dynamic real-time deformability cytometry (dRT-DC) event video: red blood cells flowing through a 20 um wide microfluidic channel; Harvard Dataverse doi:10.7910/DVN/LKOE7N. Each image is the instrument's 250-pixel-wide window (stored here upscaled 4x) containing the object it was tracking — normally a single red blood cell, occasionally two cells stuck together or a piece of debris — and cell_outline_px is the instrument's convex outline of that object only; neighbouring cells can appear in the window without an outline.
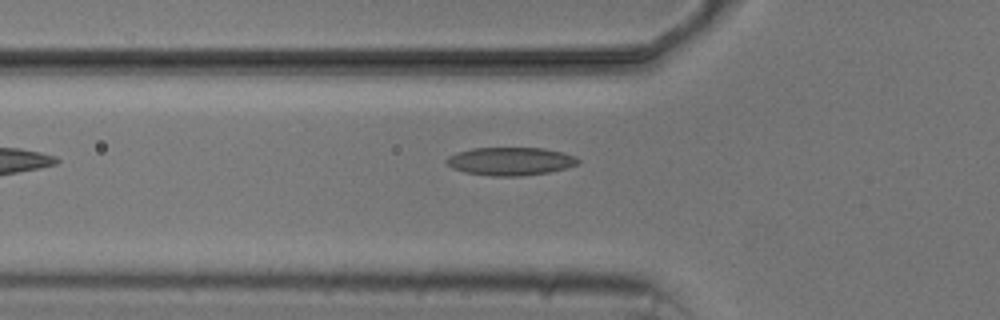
{"species": "common noctule bat (a hibernating species)", "species_latin": "Nyctalus noctula", "temperature_condition": "cold", "stored_images_in_passage": 5, "camera_frame_rate_fps": 3000, "um_per_image_px": 0.085, "animal": {"sex": "male", "body_mass_g": 20.5, "forearm_length_mm": 52.5}, "frame": {"image": 1, "passage_image": 5, "time_ms": 5.667, "image_size_px": [1000, 320], "cell_outline_px": [[580, 160], [576, 164], [564, 168], [548, 172], [520, 176], [492, 176], [464, 172], [452, 168], [444, 160], [448, 156], [456, 152], [472, 148], [544, 148], [564, 152], [576, 156]], "centroid_in_image_um": [43.36, 13.7], "position_along_channel_um": 82.4, "area_um2": 21.56}}